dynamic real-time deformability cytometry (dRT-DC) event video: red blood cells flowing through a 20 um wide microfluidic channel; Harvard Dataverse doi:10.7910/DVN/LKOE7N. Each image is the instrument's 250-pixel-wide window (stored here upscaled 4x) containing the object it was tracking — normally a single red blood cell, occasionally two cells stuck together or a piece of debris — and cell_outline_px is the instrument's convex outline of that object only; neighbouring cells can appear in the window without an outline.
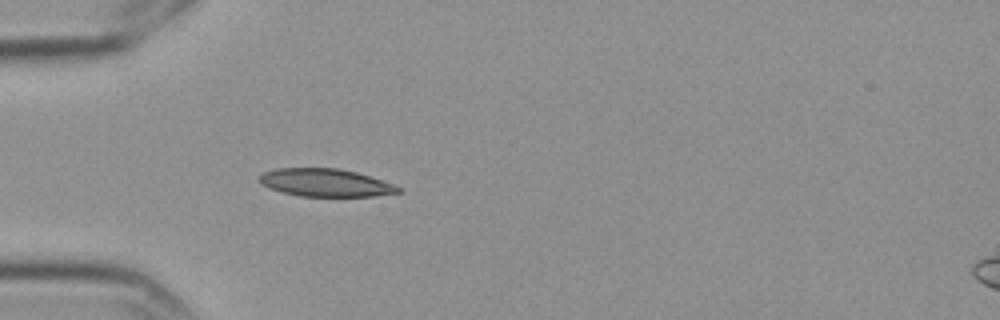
{"species": "Egyptian fruit bat (a non-hibernating species)", "species_latin": "Rousettus aegyptiacus", "temperature_condition": "cold", "stored_images_in_passage": 6, "camera_frame_rate_fps": 3000, "um_per_image_px": 0.085, "frame": {"image": 1, "passage_image": 6, "time_ms": 1.667, "image_size_px": [1000, 320], "cell_outline_px": [[400, 192], [376, 196], [300, 196], [268, 188], [260, 184], [256, 180], [264, 172], [276, 168], [340, 168], [356, 172], [396, 184], [400, 188]], "centroid_in_image_um": [27.65, 15.52], "position_along_channel_um": 57.3, "area_um2": 22.6}}